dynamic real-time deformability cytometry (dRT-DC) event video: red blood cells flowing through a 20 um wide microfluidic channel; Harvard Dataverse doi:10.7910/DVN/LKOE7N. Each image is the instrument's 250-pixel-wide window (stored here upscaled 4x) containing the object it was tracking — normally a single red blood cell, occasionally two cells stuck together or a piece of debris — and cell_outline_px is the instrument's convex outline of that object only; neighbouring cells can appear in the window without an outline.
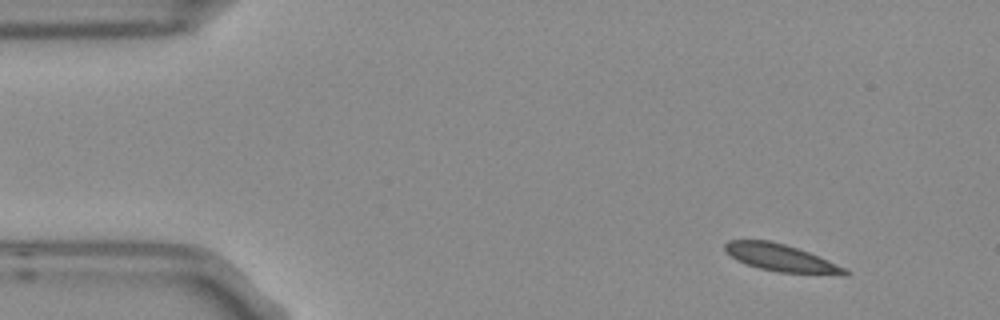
{"species": "Egyptian fruit bat (a non-hibernating species)", "species_latin": "Rousettus aegyptiacus", "temperature_condition": "room temperature", "stored_images_in_passage": 4, "camera_frame_rate_fps": 3000, "um_per_image_px": 0.085, "frame": {"image": 1, "passage_image": 1, "time_ms": 0.0, "image_size_px": [1000, 320], "cell_outline_px": [[852, 272], [848, 276], [840, 276], [776, 272], [760, 268], [736, 260], [724, 248], [724, 244], [728, 240], [772, 240], [820, 256]], "centroid_in_image_um": [66.46, 21.94], "position_along_channel_um": 18.5, "area_um2": 19.25}}
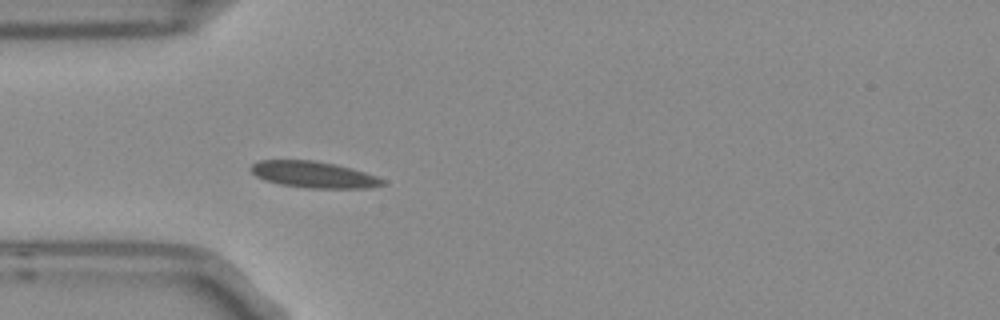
{"frame": {"image": 2, "passage_image": 4, "time_ms": 1.0, "image_size_px": [1000, 320], "cell_outline_px": [[384, 184], [372, 188], [308, 188], [280, 184], [264, 180], [256, 176], [248, 168], [252, 164], [260, 160], [312, 160], [336, 164], [364, 172], [376, 176], [384, 180]], "centroid_in_image_um": [26.63, 14.84], "position_along_channel_um": 58.4, "area_um2": 20.23}}